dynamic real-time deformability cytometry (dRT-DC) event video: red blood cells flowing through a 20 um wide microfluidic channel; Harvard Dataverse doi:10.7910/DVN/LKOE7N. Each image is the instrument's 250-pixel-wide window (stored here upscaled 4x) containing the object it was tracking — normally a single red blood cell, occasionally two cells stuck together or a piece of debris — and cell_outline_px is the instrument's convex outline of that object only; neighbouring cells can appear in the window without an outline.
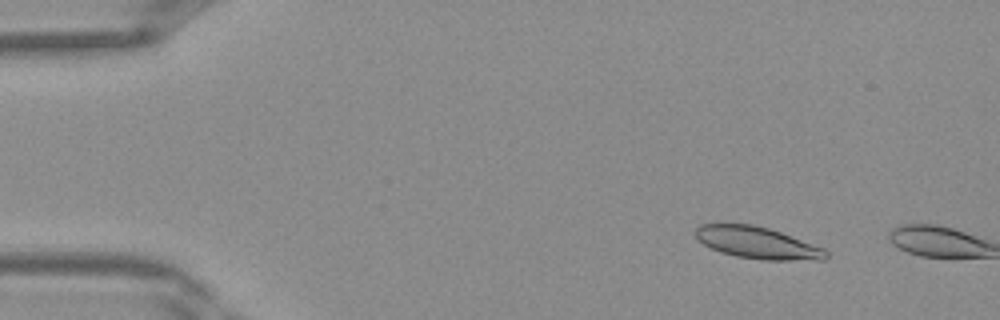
{"species": "Egyptian fruit bat (a non-hibernating species)", "species_latin": "Rousettus aegyptiacus", "temperature_condition": "warm", "stored_images_in_passage": 6, "camera_frame_rate_fps": 3000, "um_per_image_px": 0.085, "frame": {"image": 1, "passage_image": 5, "time_ms": 1.333, "image_size_px": [1000, 320], "cell_outline_px": [[828, 256], [824, 260], [764, 260], [736, 256], [720, 252], [696, 240], [692, 232], [700, 224], [724, 220], [752, 224], [768, 228], [780, 232], [824, 248], [828, 252]], "centroid_in_image_um": [64.26, 20.58], "position_along_channel_um": 20.7, "area_um2": 25.03}}